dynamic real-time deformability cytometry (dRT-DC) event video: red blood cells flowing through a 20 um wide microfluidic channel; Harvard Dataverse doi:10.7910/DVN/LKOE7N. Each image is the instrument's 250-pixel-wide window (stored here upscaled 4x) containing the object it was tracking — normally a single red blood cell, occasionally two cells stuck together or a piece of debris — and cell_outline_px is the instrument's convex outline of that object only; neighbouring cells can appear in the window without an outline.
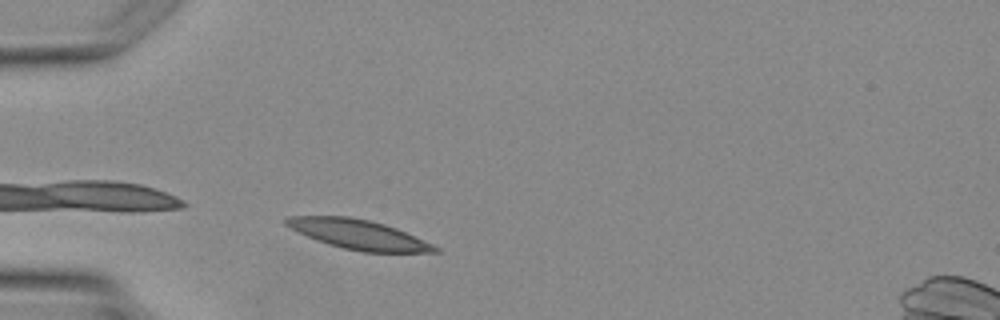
{"species": "Egyptian fruit bat (a non-hibernating species)", "species_latin": "Rousettus aegyptiacus", "temperature_condition": "warm", "stored_images_in_passage": 1, "camera_frame_rate_fps": 3000, "um_per_image_px": 0.085, "animal": {"sex": "female"}, "frame": {"image": 1, "passage_image": 1, "time_ms": 0.0, "image_size_px": [1000, 320], "cell_outline_px": [[440, 252], [360, 252], [328, 244], [316, 240], [296, 232], [284, 224], [284, 220], [288, 216], [348, 216], [368, 220], [384, 224], [396, 228], [432, 244], [440, 248]], "centroid_in_image_um": [30.43, 19.93], "position_along_channel_um": 54.6, "area_um2": 25.55}}